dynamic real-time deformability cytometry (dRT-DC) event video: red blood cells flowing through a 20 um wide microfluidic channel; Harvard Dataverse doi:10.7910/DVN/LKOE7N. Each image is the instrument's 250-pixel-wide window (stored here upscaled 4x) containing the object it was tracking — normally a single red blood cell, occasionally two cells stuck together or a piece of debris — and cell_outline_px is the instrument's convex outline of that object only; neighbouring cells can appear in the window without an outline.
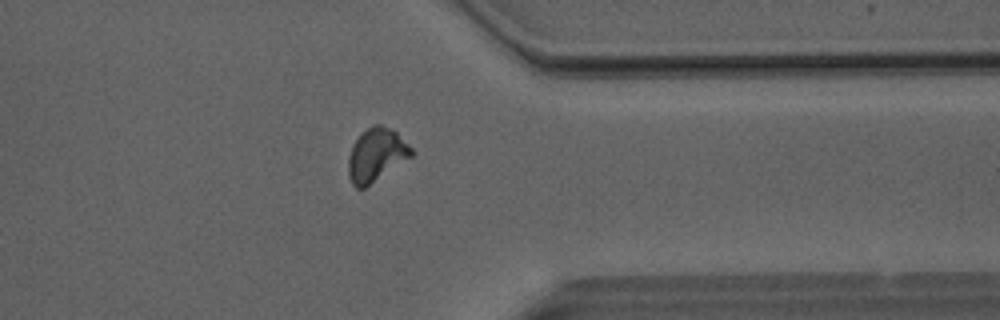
{"species": "Egyptian fruit bat (a non-hibernating species)", "species_latin": "Rousettus aegyptiacus", "temperature_condition": "room temperature", "stored_images_in_passage": 36, "camera_frame_rate_fps": 3000, "um_per_image_px": 0.085, "animal": {"sex": "male"}, "frame": {"image": 1, "passage_image": 31, "time_ms": 10.0, "image_size_px": [1000, 320], "cell_outline_px": [[416, 152], [412, 156], [364, 188], [356, 188], [352, 184], [348, 176], [348, 156], [352, 144], [360, 132], [372, 124], [380, 124], [396, 132]], "centroid_in_image_um": [31.95, 13.15], "position_along_channel_um": 379.4, "area_um2": 19.65}, "authors_computed_cell_mechanics": {"area_um2": 19.0162, "velocity_mm_per_s": 4.0639, "shape_relaxation_time_tau1_ms": null, "shape_relaxation_time_tau2_ms": 3.2781, "deformation_change_tau1": null, "deformation_change_tau2": 0.0933}}